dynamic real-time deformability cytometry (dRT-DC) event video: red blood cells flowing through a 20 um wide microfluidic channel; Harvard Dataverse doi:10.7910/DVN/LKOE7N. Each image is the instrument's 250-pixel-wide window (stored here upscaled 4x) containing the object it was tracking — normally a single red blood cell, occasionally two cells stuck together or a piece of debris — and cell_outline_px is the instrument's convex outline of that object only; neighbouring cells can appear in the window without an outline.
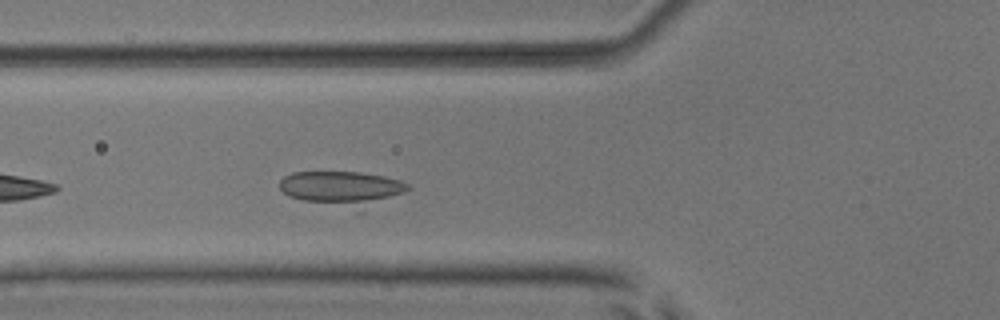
{"species": "common noctule bat (a hibernating species)", "species_latin": "Nyctalus noctula", "temperature_condition": "room temperature", "stored_images_in_passage": 4, "camera_frame_rate_fps": 3000, "um_per_image_px": 0.085, "animal": {"sex": "male", "body_mass_g": 17.9, "forearm_length_mm": 54.2}, "frame": {"image": 1, "passage_image": 4, "time_ms": 1.0, "image_size_px": [1000, 320], "cell_outline_px": [[412, 188], [364, 212], [304, 200], [288, 196], [280, 188], [280, 180], [284, 176], [292, 172], [360, 172], [384, 176], [400, 180], [408, 184]], "centroid_in_image_um": [29.15, 16.04], "position_along_channel_um": 96.7, "area_um2": 26.3}}